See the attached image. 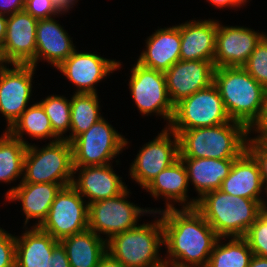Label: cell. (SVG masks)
<instances>
[{"label":"cell","instance_id":"obj_26","mask_svg":"<svg viewBox=\"0 0 267 267\" xmlns=\"http://www.w3.org/2000/svg\"><path fill=\"white\" fill-rule=\"evenodd\" d=\"M16 238L15 267H48L53 249L60 243L39 227H23Z\"/></svg>","mask_w":267,"mask_h":267},{"label":"cell","instance_id":"obj_23","mask_svg":"<svg viewBox=\"0 0 267 267\" xmlns=\"http://www.w3.org/2000/svg\"><path fill=\"white\" fill-rule=\"evenodd\" d=\"M218 20H189L179 24L180 60L214 61Z\"/></svg>","mask_w":267,"mask_h":267},{"label":"cell","instance_id":"obj_35","mask_svg":"<svg viewBox=\"0 0 267 267\" xmlns=\"http://www.w3.org/2000/svg\"><path fill=\"white\" fill-rule=\"evenodd\" d=\"M251 136L248 137L246 150L258 163L267 196V142L253 138V135Z\"/></svg>","mask_w":267,"mask_h":267},{"label":"cell","instance_id":"obj_32","mask_svg":"<svg viewBox=\"0 0 267 267\" xmlns=\"http://www.w3.org/2000/svg\"><path fill=\"white\" fill-rule=\"evenodd\" d=\"M38 102L44 108L45 113L50 120L53 132L61 140H65V133L70 131L71 126L70 99L63 95L53 94Z\"/></svg>","mask_w":267,"mask_h":267},{"label":"cell","instance_id":"obj_42","mask_svg":"<svg viewBox=\"0 0 267 267\" xmlns=\"http://www.w3.org/2000/svg\"><path fill=\"white\" fill-rule=\"evenodd\" d=\"M55 10L58 14L64 15L65 13H69V10L76 6L75 4L78 0H51Z\"/></svg>","mask_w":267,"mask_h":267},{"label":"cell","instance_id":"obj_7","mask_svg":"<svg viewBox=\"0 0 267 267\" xmlns=\"http://www.w3.org/2000/svg\"><path fill=\"white\" fill-rule=\"evenodd\" d=\"M71 144L73 167H87L113 164L129 142L103 117Z\"/></svg>","mask_w":267,"mask_h":267},{"label":"cell","instance_id":"obj_13","mask_svg":"<svg viewBox=\"0 0 267 267\" xmlns=\"http://www.w3.org/2000/svg\"><path fill=\"white\" fill-rule=\"evenodd\" d=\"M9 65L0 68V113L6 120L5 131L29 107L36 71V67L30 64H11V68Z\"/></svg>","mask_w":267,"mask_h":267},{"label":"cell","instance_id":"obj_6","mask_svg":"<svg viewBox=\"0 0 267 267\" xmlns=\"http://www.w3.org/2000/svg\"><path fill=\"white\" fill-rule=\"evenodd\" d=\"M73 179L72 144L67 140L27 146L23 180L19 183H55L70 186Z\"/></svg>","mask_w":267,"mask_h":267},{"label":"cell","instance_id":"obj_1","mask_svg":"<svg viewBox=\"0 0 267 267\" xmlns=\"http://www.w3.org/2000/svg\"><path fill=\"white\" fill-rule=\"evenodd\" d=\"M164 262L177 267H206L218 236L195 208L160 211Z\"/></svg>","mask_w":267,"mask_h":267},{"label":"cell","instance_id":"obj_16","mask_svg":"<svg viewBox=\"0 0 267 267\" xmlns=\"http://www.w3.org/2000/svg\"><path fill=\"white\" fill-rule=\"evenodd\" d=\"M37 23L25 10L7 16L6 37L0 47L4 64H30L35 59Z\"/></svg>","mask_w":267,"mask_h":267},{"label":"cell","instance_id":"obj_40","mask_svg":"<svg viewBox=\"0 0 267 267\" xmlns=\"http://www.w3.org/2000/svg\"><path fill=\"white\" fill-rule=\"evenodd\" d=\"M24 6L25 0H0V14L10 16L24 10Z\"/></svg>","mask_w":267,"mask_h":267},{"label":"cell","instance_id":"obj_12","mask_svg":"<svg viewBox=\"0 0 267 267\" xmlns=\"http://www.w3.org/2000/svg\"><path fill=\"white\" fill-rule=\"evenodd\" d=\"M178 159V135L165 127L153 140L140 147L129 167L130 178L144 190L162 170Z\"/></svg>","mask_w":267,"mask_h":267},{"label":"cell","instance_id":"obj_47","mask_svg":"<svg viewBox=\"0 0 267 267\" xmlns=\"http://www.w3.org/2000/svg\"><path fill=\"white\" fill-rule=\"evenodd\" d=\"M4 65L2 59H1V56H0V67H2Z\"/></svg>","mask_w":267,"mask_h":267},{"label":"cell","instance_id":"obj_11","mask_svg":"<svg viewBox=\"0 0 267 267\" xmlns=\"http://www.w3.org/2000/svg\"><path fill=\"white\" fill-rule=\"evenodd\" d=\"M89 204L71 185L56 195L47 218L39 228L61 240L88 229Z\"/></svg>","mask_w":267,"mask_h":267},{"label":"cell","instance_id":"obj_8","mask_svg":"<svg viewBox=\"0 0 267 267\" xmlns=\"http://www.w3.org/2000/svg\"><path fill=\"white\" fill-rule=\"evenodd\" d=\"M129 191L127 187L115 197L89 204L88 229L102 238L106 237V242L116 234L137 227L141 216L152 215L149 207L141 208L128 201Z\"/></svg>","mask_w":267,"mask_h":267},{"label":"cell","instance_id":"obj_18","mask_svg":"<svg viewBox=\"0 0 267 267\" xmlns=\"http://www.w3.org/2000/svg\"><path fill=\"white\" fill-rule=\"evenodd\" d=\"M115 172L112 164L73 167L71 186L87 199L88 204L110 199L127 188L122 177Z\"/></svg>","mask_w":267,"mask_h":267},{"label":"cell","instance_id":"obj_36","mask_svg":"<svg viewBox=\"0 0 267 267\" xmlns=\"http://www.w3.org/2000/svg\"><path fill=\"white\" fill-rule=\"evenodd\" d=\"M16 238L0 227V267H15Z\"/></svg>","mask_w":267,"mask_h":267},{"label":"cell","instance_id":"obj_39","mask_svg":"<svg viewBox=\"0 0 267 267\" xmlns=\"http://www.w3.org/2000/svg\"><path fill=\"white\" fill-rule=\"evenodd\" d=\"M48 267H71L65 248L59 243L52 252L49 258Z\"/></svg>","mask_w":267,"mask_h":267},{"label":"cell","instance_id":"obj_46","mask_svg":"<svg viewBox=\"0 0 267 267\" xmlns=\"http://www.w3.org/2000/svg\"><path fill=\"white\" fill-rule=\"evenodd\" d=\"M155 267H177V266H175L174 264H171V263L163 262L160 265L155 266Z\"/></svg>","mask_w":267,"mask_h":267},{"label":"cell","instance_id":"obj_45","mask_svg":"<svg viewBox=\"0 0 267 267\" xmlns=\"http://www.w3.org/2000/svg\"><path fill=\"white\" fill-rule=\"evenodd\" d=\"M7 16L0 14V47L6 37Z\"/></svg>","mask_w":267,"mask_h":267},{"label":"cell","instance_id":"obj_20","mask_svg":"<svg viewBox=\"0 0 267 267\" xmlns=\"http://www.w3.org/2000/svg\"><path fill=\"white\" fill-rule=\"evenodd\" d=\"M63 188L55 183H19L5 193V200L20 202L22 214L25 215L24 227L29 220H36L33 227H39L47 218L51 204Z\"/></svg>","mask_w":267,"mask_h":267},{"label":"cell","instance_id":"obj_33","mask_svg":"<svg viewBox=\"0 0 267 267\" xmlns=\"http://www.w3.org/2000/svg\"><path fill=\"white\" fill-rule=\"evenodd\" d=\"M253 255L267 258V208L257 217L243 237Z\"/></svg>","mask_w":267,"mask_h":267},{"label":"cell","instance_id":"obj_9","mask_svg":"<svg viewBox=\"0 0 267 267\" xmlns=\"http://www.w3.org/2000/svg\"><path fill=\"white\" fill-rule=\"evenodd\" d=\"M232 121L218 89L212 83L174 106L169 128L183 131L199 127H212Z\"/></svg>","mask_w":267,"mask_h":267},{"label":"cell","instance_id":"obj_3","mask_svg":"<svg viewBox=\"0 0 267 267\" xmlns=\"http://www.w3.org/2000/svg\"><path fill=\"white\" fill-rule=\"evenodd\" d=\"M173 132L178 135L179 158L236 159L249 137V130L235 121Z\"/></svg>","mask_w":267,"mask_h":267},{"label":"cell","instance_id":"obj_22","mask_svg":"<svg viewBox=\"0 0 267 267\" xmlns=\"http://www.w3.org/2000/svg\"><path fill=\"white\" fill-rule=\"evenodd\" d=\"M145 41V49L137 59L140 65L166 72L180 60L181 35L179 25L154 30Z\"/></svg>","mask_w":267,"mask_h":267},{"label":"cell","instance_id":"obj_44","mask_svg":"<svg viewBox=\"0 0 267 267\" xmlns=\"http://www.w3.org/2000/svg\"><path fill=\"white\" fill-rule=\"evenodd\" d=\"M248 267H267V258L253 255Z\"/></svg>","mask_w":267,"mask_h":267},{"label":"cell","instance_id":"obj_17","mask_svg":"<svg viewBox=\"0 0 267 267\" xmlns=\"http://www.w3.org/2000/svg\"><path fill=\"white\" fill-rule=\"evenodd\" d=\"M215 66L205 60H179L166 72V86L171 103L175 106L182 99L207 88L213 83Z\"/></svg>","mask_w":267,"mask_h":267},{"label":"cell","instance_id":"obj_37","mask_svg":"<svg viewBox=\"0 0 267 267\" xmlns=\"http://www.w3.org/2000/svg\"><path fill=\"white\" fill-rule=\"evenodd\" d=\"M24 10L37 20L60 16L51 0H25Z\"/></svg>","mask_w":267,"mask_h":267},{"label":"cell","instance_id":"obj_38","mask_svg":"<svg viewBox=\"0 0 267 267\" xmlns=\"http://www.w3.org/2000/svg\"><path fill=\"white\" fill-rule=\"evenodd\" d=\"M251 133L255 136L253 138L259 140L267 139V93L264 95L262 111L258 120L254 125L249 129V136ZM257 134V135H256Z\"/></svg>","mask_w":267,"mask_h":267},{"label":"cell","instance_id":"obj_5","mask_svg":"<svg viewBox=\"0 0 267 267\" xmlns=\"http://www.w3.org/2000/svg\"><path fill=\"white\" fill-rule=\"evenodd\" d=\"M152 215L156 216L154 221L140 223L108 240L107 253L126 267H155L163 263L164 256L159 253L164 246L161 216Z\"/></svg>","mask_w":267,"mask_h":267},{"label":"cell","instance_id":"obj_21","mask_svg":"<svg viewBox=\"0 0 267 267\" xmlns=\"http://www.w3.org/2000/svg\"><path fill=\"white\" fill-rule=\"evenodd\" d=\"M55 18L38 20L35 59L30 63L36 68L40 60L57 68L76 50L72 37Z\"/></svg>","mask_w":267,"mask_h":267},{"label":"cell","instance_id":"obj_43","mask_svg":"<svg viewBox=\"0 0 267 267\" xmlns=\"http://www.w3.org/2000/svg\"><path fill=\"white\" fill-rule=\"evenodd\" d=\"M98 267H126L120 261L115 260L109 253H106L98 264Z\"/></svg>","mask_w":267,"mask_h":267},{"label":"cell","instance_id":"obj_24","mask_svg":"<svg viewBox=\"0 0 267 267\" xmlns=\"http://www.w3.org/2000/svg\"><path fill=\"white\" fill-rule=\"evenodd\" d=\"M220 190L242 198L267 200L262 195L266 191L258 163L247 150L234 160L229 175L223 180Z\"/></svg>","mask_w":267,"mask_h":267},{"label":"cell","instance_id":"obj_28","mask_svg":"<svg viewBox=\"0 0 267 267\" xmlns=\"http://www.w3.org/2000/svg\"><path fill=\"white\" fill-rule=\"evenodd\" d=\"M33 101V104L20 115L14 124L6 130L11 136L19 139L25 145H29L27 135L37 140H50V143L61 140L52 130L50 120L45 113L44 108L39 102ZM25 134V135H24Z\"/></svg>","mask_w":267,"mask_h":267},{"label":"cell","instance_id":"obj_10","mask_svg":"<svg viewBox=\"0 0 267 267\" xmlns=\"http://www.w3.org/2000/svg\"><path fill=\"white\" fill-rule=\"evenodd\" d=\"M129 93L136 104L139 113L143 116H161L166 120L169 128L173 115L174 105L167 93L165 73L146 68L135 63L130 70Z\"/></svg>","mask_w":267,"mask_h":267},{"label":"cell","instance_id":"obj_27","mask_svg":"<svg viewBox=\"0 0 267 267\" xmlns=\"http://www.w3.org/2000/svg\"><path fill=\"white\" fill-rule=\"evenodd\" d=\"M59 242L66 250L71 267H98L100 259L107 253L105 238L90 229L67 236Z\"/></svg>","mask_w":267,"mask_h":267},{"label":"cell","instance_id":"obj_30","mask_svg":"<svg viewBox=\"0 0 267 267\" xmlns=\"http://www.w3.org/2000/svg\"><path fill=\"white\" fill-rule=\"evenodd\" d=\"M26 149L27 145L3 131L0 137V183L8 185L23 180Z\"/></svg>","mask_w":267,"mask_h":267},{"label":"cell","instance_id":"obj_2","mask_svg":"<svg viewBox=\"0 0 267 267\" xmlns=\"http://www.w3.org/2000/svg\"><path fill=\"white\" fill-rule=\"evenodd\" d=\"M265 208L266 200L233 196L220 189L203 195L195 206L219 238L244 237Z\"/></svg>","mask_w":267,"mask_h":267},{"label":"cell","instance_id":"obj_25","mask_svg":"<svg viewBox=\"0 0 267 267\" xmlns=\"http://www.w3.org/2000/svg\"><path fill=\"white\" fill-rule=\"evenodd\" d=\"M187 170L188 184L198 193L199 200L203 195L222 186L223 180L229 175L235 159L214 158H180Z\"/></svg>","mask_w":267,"mask_h":267},{"label":"cell","instance_id":"obj_15","mask_svg":"<svg viewBox=\"0 0 267 267\" xmlns=\"http://www.w3.org/2000/svg\"><path fill=\"white\" fill-rule=\"evenodd\" d=\"M265 33L244 26H225L218 21L213 64L220 67H243Z\"/></svg>","mask_w":267,"mask_h":267},{"label":"cell","instance_id":"obj_19","mask_svg":"<svg viewBox=\"0 0 267 267\" xmlns=\"http://www.w3.org/2000/svg\"><path fill=\"white\" fill-rule=\"evenodd\" d=\"M187 170L179 158L171 166L162 170L144 189L155 200L164 198L165 208L150 209L151 213H159L162 210L176 208V203L181 208H195L196 198H190ZM176 202V203H175ZM174 203V204H173Z\"/></svg>","mask_w":267,"mask_h":267},{"label":"cell","instance_id":"obj_34","mask_svg":"<svg viewBox=\"0 0 267 267\" xmlns=\"http://www.w3.org/2000/svg\"><path fill=\"white\" fill-rule=\"evenodd\" d=\"M243 68L265 89L267 88V38L264 36Z\"/></svg>","mask_w":267,"mask_h":267},{"label":"cell","instance_id":"obj_31","mask_svg":"<svg viewBox=\"0 0 267 267\" xmlns=\"http://www.w3.org/2000/svg\"><path fill=\"white\" fill-rule=\"evenodd\" d=\"M252 256L243 237L218 238L206 267H248Z\"/></svg>","mask_w":267,"mask_h":267},{"label":"cell","instance_id":"obj_14","mask_svg":"<svg viewBox=\"0 0 267 267\" xmlns=\"http://www.w3.org/2000/svg\"><path fill=\"white\" fill-rule=\"evenodd\" d=\"M121 65L120 61L76 49L55 69L74 84L76 87L74 93L97 94V83L122 68Z\"/></svg>","mask_w":267,"mask_h":267},{"label":"cell","instance_id":"obj_4","mask_svg":"<svg viewBox=\"0 0 267 267\" xmlns=\"http://www.w3.org/2000/svg\"><path fill=\"white\" fill-rule=\"evenodd\" d=\"M213 84L231 120L249 130L260 117L266 89L243 67L215 68Z\"/></svg>","mask_w":267,"mask_h":267},{"label":"cell","instance_id":"obj_29","mask_svg":"<svg viewBox=\"0 0 267 267\" xmlns=\"http://www.w3.org/2000/svg\"><path fill=\"white\" fill-rule=\"evenodd\" d=\"M97 94L73 93L70 98V135L65 140L70 143L80 134L103 118L100 113V101Z\"/></svg>","mask_w":267,"mask_h":267},{"label":"cell","instance_id":"obj_41","mask_svg":"<svg viewBox=\"0 0 267 267\" xmlns=\"http://www.w3.org/2000/svg\"><path fill=\"white\" fill-rule=\"evenodd\" d=\"M206 2H210L209 4L217 7V9L226 8H243V6L247 5L249 0H206ZM224 7V8H223Z\"/></svg>","mask_w":267,"mask_h":267}]
</instances>
